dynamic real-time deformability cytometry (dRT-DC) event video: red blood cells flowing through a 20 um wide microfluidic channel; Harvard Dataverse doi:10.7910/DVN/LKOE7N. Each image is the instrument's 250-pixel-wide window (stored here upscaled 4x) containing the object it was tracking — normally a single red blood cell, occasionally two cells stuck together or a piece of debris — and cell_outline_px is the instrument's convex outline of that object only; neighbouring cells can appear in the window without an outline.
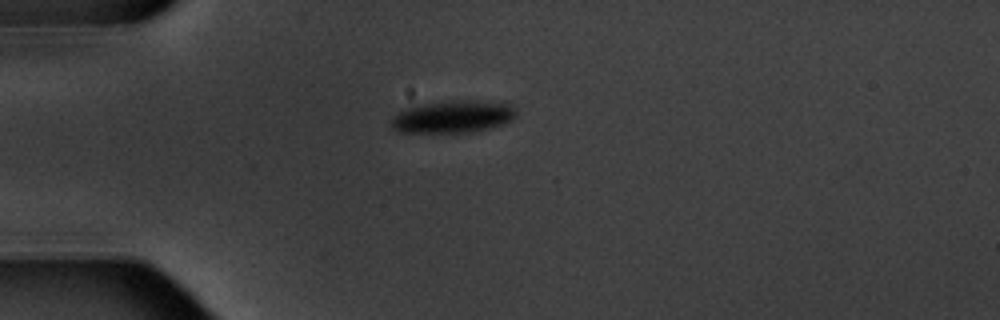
{"species": "common noctule bat (a hibernating species)", "species_latin": "Nyctalus noctula", "temperature_condition": "warm", "stored_images_in_passage": 8, "camera_frame_rate_fps": 3000, "um_per_image_px": 0.085, "animal": {"sex": "male", "body_mass_g": 20.1, "forearm_length_mm": 53.5}, "frame": {"image": 1, "passage_image": 1, "time_ms": 0.0, "image_size_px": [1000, 320], "cell_outline_px": [[516, 116], [512, 120], [488, 128], [472, 132], [396, 132], [392, 128], [392, 116], [404, 108], [412, 104], [448, 100], [508, 100], [512, 104], [516, 112]], "centroid_in_image_um": [38.52, 9.87], "position_along_channel_um": 46.5, "area_um2": 24.39}}
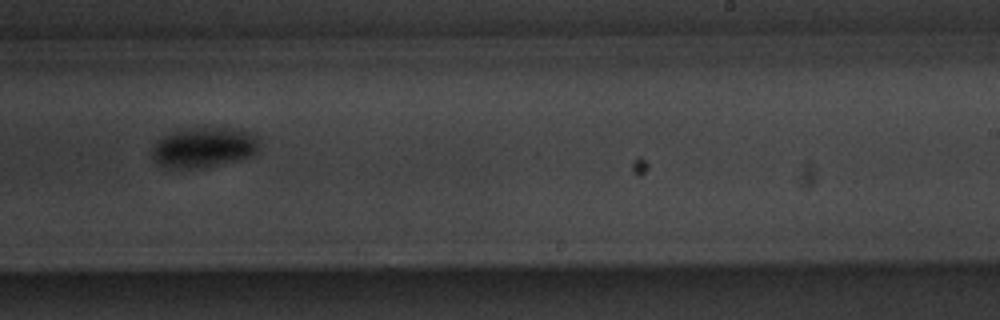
{"frame": {"image": 2, "passage_image": 7, "time_ms": 7.0, "image_size_px": [1000, 320], "cell_outline_px": [[256, 152], [240, 160], [200, 168], [168, 168], [156, 164], [152, 156], [152, 148], [164, 136], [180, 128], [244, 128], [256, 136]], "centroid_in_image_um": [17.3, 12.52], "position_along_channel_um": 271.7, "area_um2": 25.09}}